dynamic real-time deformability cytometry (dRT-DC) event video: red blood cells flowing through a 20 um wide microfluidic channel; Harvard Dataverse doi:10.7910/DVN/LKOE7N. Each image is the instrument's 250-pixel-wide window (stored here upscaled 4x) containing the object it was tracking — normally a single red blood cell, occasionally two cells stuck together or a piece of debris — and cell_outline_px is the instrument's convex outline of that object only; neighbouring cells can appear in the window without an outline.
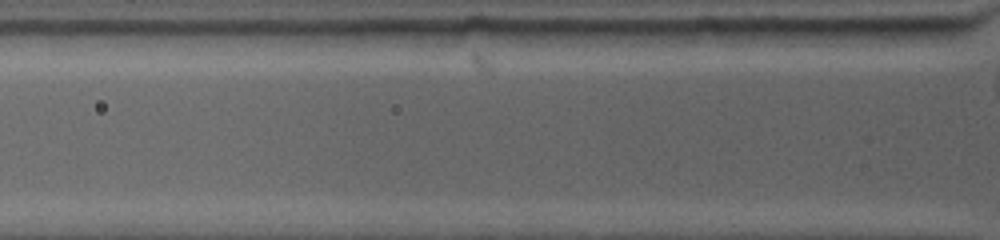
{"species": "common noctule bat (a hibernating species)", "species_latin": "Nyctalus noctula", "temperature_condition": "warm", "stored_images_in_passage": 4, "camera_frame_rate_fps": 4500, "um_per_image_px": 0.085, "animal": {"sex": "female", "body_mass_g": 19.0, "forearm_length_mm": 53.3}, "frame": {"image": 1, "passage_image": 4, "time_ms": 1.556, "image_size_px": [1000, 240], "cell_outline_px": [[956, 36], [912, 44], [832, 44], [820, 32], [820, 28], [948, 28], [956, 32]], "centroid_in_image_um": [75.22, 3.01], "position_along_channel_um": 50.6, "area_um2": 13.81}}